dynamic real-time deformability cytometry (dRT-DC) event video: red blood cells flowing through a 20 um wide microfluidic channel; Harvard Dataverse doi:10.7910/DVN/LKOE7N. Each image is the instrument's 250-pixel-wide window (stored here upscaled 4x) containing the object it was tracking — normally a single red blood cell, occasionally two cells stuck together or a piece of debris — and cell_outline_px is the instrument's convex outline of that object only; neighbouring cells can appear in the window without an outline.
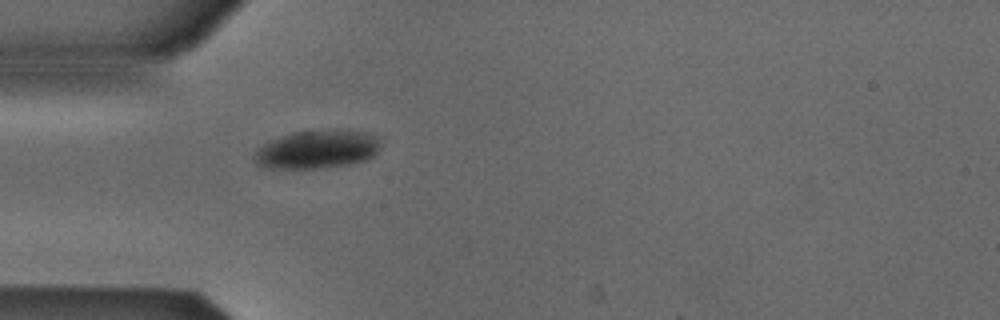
{"species": "Egyptian fruit bat (a non-hibernating species)", "species_latin": "Rousettus aegyptiacus", "temperature_condition": "cold", "stored_images_in_passage": 1, "camera_frame_rate_fps": 3000, "um_per_image_px": 0.085, "animal": {"sex": "male"}, "frame": {"image": 1, "passage_image": 1, "time_ms": 0.0, "image_size_px": [1000, 320], "cell_outline_px": [[380, 148], [368, 160], [348, 164], [324, 168], [264, 168], [256, 164], [252, 160], [252, 156], [268, 140], [292, 132], [328, 128], [336, 128], [368, 132], [376, 136], [380, 140]], "centroid_in_image_um": [26.96, 12.67], "position_along_channel_um": 58.0, "area_um2": 28.96}}